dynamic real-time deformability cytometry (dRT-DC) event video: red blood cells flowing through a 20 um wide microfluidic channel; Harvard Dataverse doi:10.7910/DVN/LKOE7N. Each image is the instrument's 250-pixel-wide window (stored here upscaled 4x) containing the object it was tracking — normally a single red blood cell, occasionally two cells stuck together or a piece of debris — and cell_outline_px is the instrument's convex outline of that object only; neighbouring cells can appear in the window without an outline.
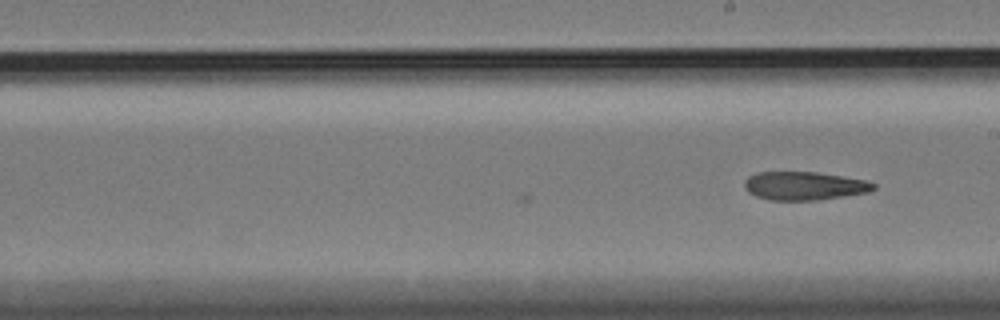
{"species": "Egyptian fruit bat (a non-hibernating species)", "species_latin": "Rousettus aegyptiacus", "temperature_condition": "cold", "stored_images_in_passage": 17, "camera_frame_rate_fps": 3000, "um_per_image_px": 0.085, "animal": {"sex": "female"}, "frame": {"image": 1, "passage_image": 17, "time_ms": 5.333, "image_size_px": [1000, 320], "cell_outline_px": [[876, 188], [868, 192], [844, 196], [816, 200], [768, 200], [756, 196], [748, 192], [744, 188], [744, 180], [748, 176], [756, 172], [816, 172], [868, 180], [876, 184]], "centroid_in_image_um": [68.35, 15.79], "position_along_channel_um": 220.7, "area_um2": 21.5}}